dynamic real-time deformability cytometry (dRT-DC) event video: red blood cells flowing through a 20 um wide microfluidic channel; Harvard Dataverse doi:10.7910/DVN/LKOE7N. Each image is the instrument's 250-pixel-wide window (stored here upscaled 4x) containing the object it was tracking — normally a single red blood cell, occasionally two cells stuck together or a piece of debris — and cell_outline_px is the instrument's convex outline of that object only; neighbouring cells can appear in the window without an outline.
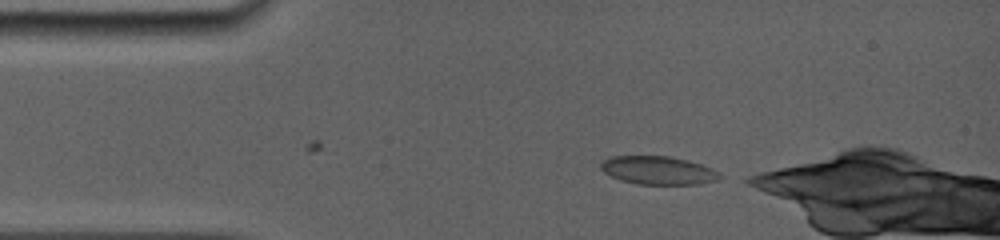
{"species": "common noctule bat (a hibernating species)", "species_latin": "Nyctalus noctula", "temperature_condition": "room temperature", "stored_images_in_passage": 43, "camera_frame_rate_fps": 5000, "um_per_image_px": 0.085, "animal": {"sex": "female", "body_mass_g": 19.0, "forearm_length_mm": 56.7}, "frame": {"image": 1, "passage_image": 1, "time_ms": 0.0, "image_size_px": [1000, 240], "cell_outline_px": [[724, 176], [720, 180], [700, 184], [636, 184], [620, 180], [604, 172], [600, 168], [600, 164], [604, 160], [612, 156], [668, 156], [688, 160], [712, 168], [720, 172]], "centroid_in_image_um": [55.99, 14.49], "position_along_channel_um": 29.0, "area_um2": 19.77}}
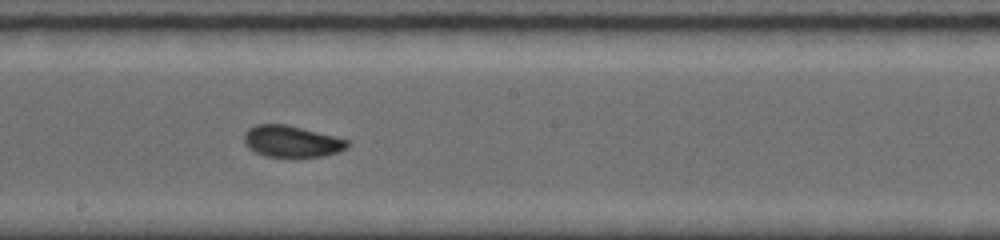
{"frame": {"image": 2, "passage_image": 24, "time_ms": 6.0, "image_size_px": [1000, 240], "cell_outline_px": [[348, 148], [340, 152], [324, 156], [264, 156], [248, 148], [244, 140], [244, 132], [248, 128], [256, 124], [288, 124], [336, 136], [348, 140]], "centroid_in_image_um": [24.8, 12.0], "position_along_channel_um": 223.4, "area_um2": 19.07}}
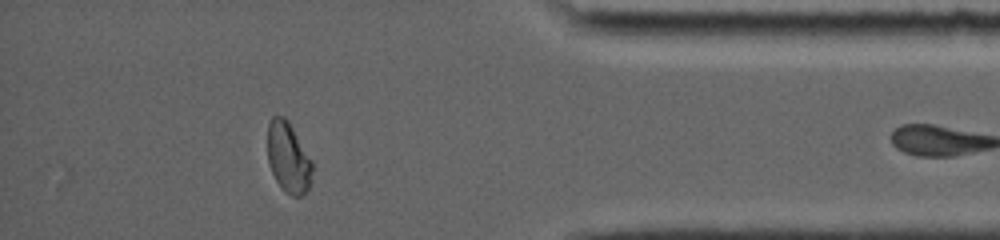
{"frame": {"image": 3, "passage_image": 41, "time_ms": 11.2, "image_size_px": [1000, 240], "cell_outline_px": [[312, 172], [308, 188], [304, 196], [292, 196], [284, 192], [276, 180], [272, 172], [268, 160], [268, 124], [272, 116], [284, 116], [288, 120], [312, 160]], "centroid_in_image_um": [24.51, 13.4], "position_along_channel_um": 410.7, "area_um2": 18.38}}